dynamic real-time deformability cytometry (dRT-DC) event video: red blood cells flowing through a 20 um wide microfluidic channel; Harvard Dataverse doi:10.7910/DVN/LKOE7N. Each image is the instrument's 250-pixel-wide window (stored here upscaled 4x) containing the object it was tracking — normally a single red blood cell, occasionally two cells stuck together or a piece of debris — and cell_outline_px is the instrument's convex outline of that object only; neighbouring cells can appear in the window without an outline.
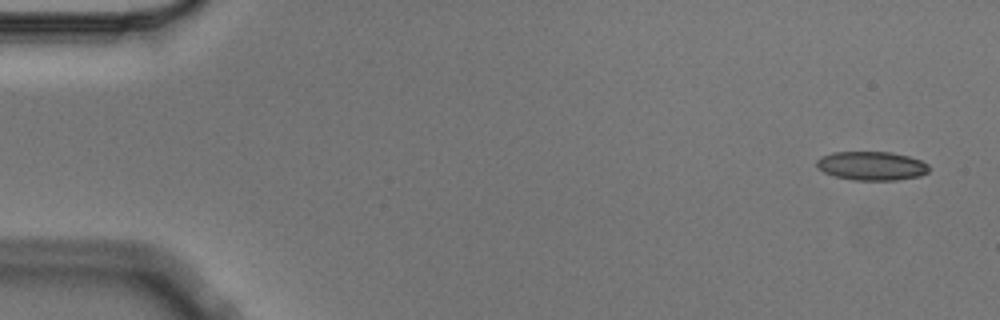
{"species": "Egyptian fruit bat (a non-hibernating species)", "species_latin": "Rousettus aegyptiacus", "temperature_condition": "cold", "stored_images_in_passage": 4, "camera_frame_rate_fps": 3000, "um_per_image_px": 0.085, "animal": {"sex": "male"}, "frame": {"image": 1, "passage_image": 1, "time_ms": 0.0, "image_size_px": [1000, 320], "cell_outline_px": [[928, 172], [920, 176], [896, 180], [852, 180], [836, 176], [824, 172], [816, 168], [816, 160], [820, 156], [832, 152], [892, 152], [908, 156], [920, 160], [928, 164]], "centroid_in_image_um": [74.06, 14.09], "position_along_channel_um": 10.9, "area_um2": 18.96}}
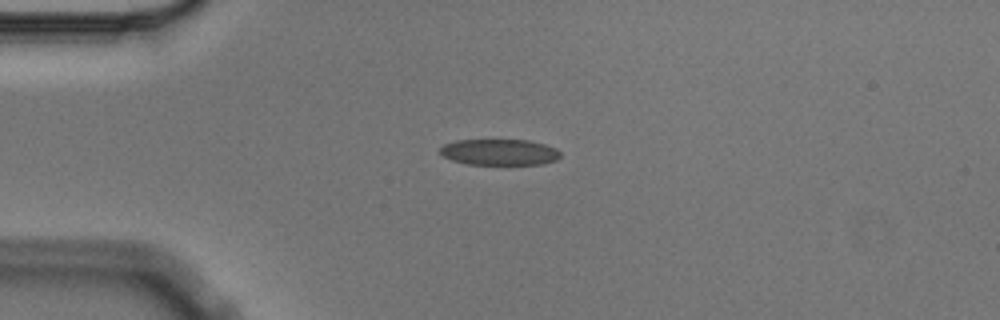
{"frame": {"image": 2, "passage_image": 3, "time_ms": 0.667, "image_size_px": [1000, 320], "cell_outline_px": [[560, 156], [556, 160], [544, 164], [464, 164], [452, 160], [444, 156], [440, 152], [440, 148], [444, 144], [456, 140], [528, 140], [544, 144], [556, 148], [560, 152]], "centroid_in_image_um": [42.46, 12.93], "position_along_channel_um": 42.5, "area_um2": 18.26}}